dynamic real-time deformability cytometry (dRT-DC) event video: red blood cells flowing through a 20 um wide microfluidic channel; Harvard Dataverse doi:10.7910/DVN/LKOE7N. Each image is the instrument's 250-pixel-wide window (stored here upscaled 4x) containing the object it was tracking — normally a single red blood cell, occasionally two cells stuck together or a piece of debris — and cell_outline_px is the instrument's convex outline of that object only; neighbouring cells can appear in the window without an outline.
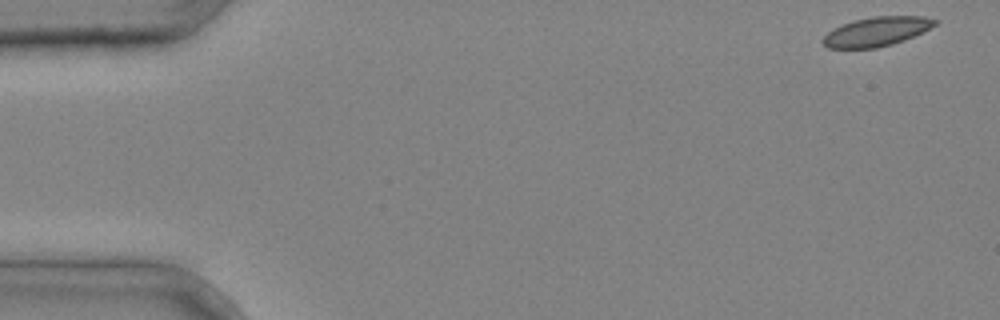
{"species": "common noctule bat (a hibernating species)", "species_latin": "Nyctalus noctula", "temperature_condition": "cold", "stored_images_in_passage": 37, "camera_frame_rate_fps": 3000, "um_per_image_px": 0.085, "animal": {"sex": "male", "body_mass_g": 20.4}, "frame": {"image": 1, "passage_image": 1, "time_ms": 0.0, "image_size_px": [1000, 320], "cell_outline_px": [[940, 20], [936, 24], [904, 40], [892, 44], [876, 48], [828, 48], [820, 40], [828, 32], [844, 24], [856, 20], [872, 16], [924, 16]], "centroid_in_image_um": [74.51, 2.68], "position_along_channel_um": 10.5, "area_um2": 18.79}}
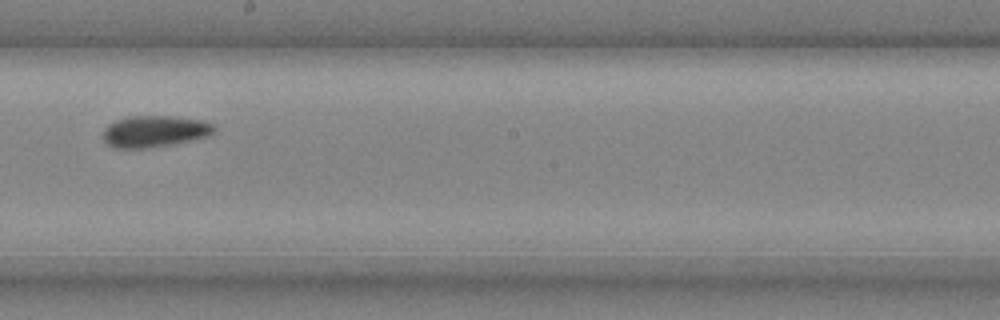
{"frame": {"image": 2, "passage_image": 24, "time_ms": 7.667, "image_size_px": [1000, 320], "cell_outline_px": [[216, 128], [208, 136], [148, 148], [116, 148], [108, 144], [104, 140], [104, 128], [108, 124], [116, 120], [128, 116], [172, 116], [200, 120], [212, 124]], "centroid_in_image_um": [13.1, 11.15], "position_along_channel_um": 235.1, "area_um2": 20.06}}
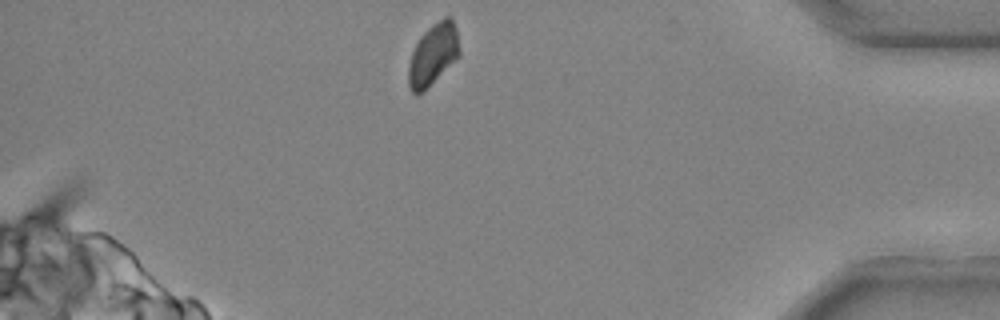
{"frame": {"image": 3, "passage_image": 37, "time_ms": 12.0, "image_size_px": [1000, 320], "cell_outline_px": [[460, 56], [424, 92], [416, 96], [412, 92], [408, 84], [408, 64], [412, 52], [420, 36], [432, 24], [444, 16], [448, 16], [452, 20], [456, 28], [460, 48]], "centroid_in_image_um": [36.81, 4.66], "position_along_channel_um": 398.4, "area_um2": 18.61}}